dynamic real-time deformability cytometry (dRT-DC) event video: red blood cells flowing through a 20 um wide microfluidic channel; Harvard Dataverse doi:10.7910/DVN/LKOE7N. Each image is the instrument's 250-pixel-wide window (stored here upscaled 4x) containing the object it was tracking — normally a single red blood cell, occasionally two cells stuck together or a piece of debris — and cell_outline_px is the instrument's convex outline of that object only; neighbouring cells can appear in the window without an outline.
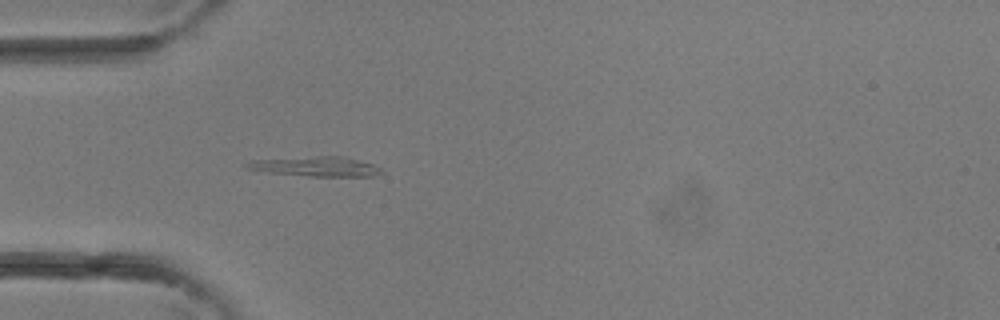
{"species": "common noctule bat (a hibernating species)", "species_latin": "Nyctalus noctula", "temperature_condition": "room temperature", "stored_images_in_passage": 2, "camera_frame_rate_fps": 3000, "um_per_image_px": 0.085, "animal": {"sex": "female"}, "frame": {"image": 1, "passage_image": 2, "time_ms": 0.333, "image_size_px": [1000, 320], "cell_outline_px": [[384, 172], [372, 176], [308, 176], [268, 172], [244, 168], [244, 164], [252, 160], [316, 156], [344, 156], [372, 164], [380, 168]], "centroid_in_image_um": [26.84, 14.15], "position_along_channel_um": 58.2, "area_um2": 15.37}}